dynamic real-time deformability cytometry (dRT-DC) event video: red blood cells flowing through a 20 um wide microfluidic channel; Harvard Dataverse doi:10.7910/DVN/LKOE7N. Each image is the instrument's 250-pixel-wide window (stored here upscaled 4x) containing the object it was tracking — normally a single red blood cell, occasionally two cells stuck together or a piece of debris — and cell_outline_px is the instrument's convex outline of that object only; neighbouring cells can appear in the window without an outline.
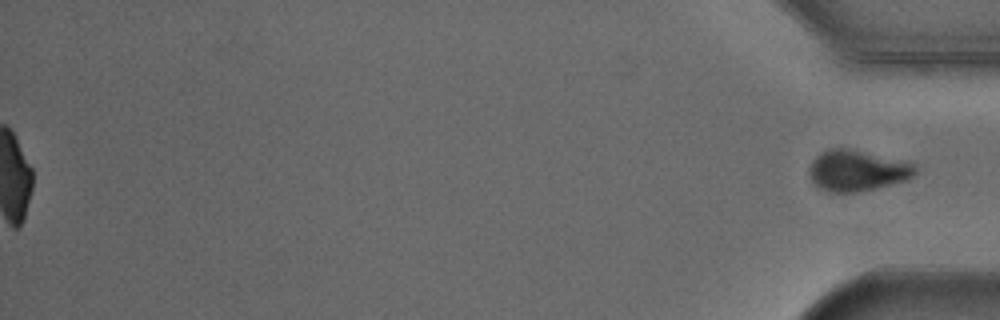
{"species": "Egyptian fruit bat (a non-hibernating species)", "species_latin": "Rousettus aegyptiacus", "temperature_condition": "cold", "stored_images_in_passage": 53, "segment_of_instrument_passage": [2, 2], "camera_frame_rate_fps": 3000, "um_per_image_px": 0.085, "animal": {"sex": "male"}, "frame": {"image": 1, "passage_image": 53, "time_ms": 17.333, "image_size_px": [1000, 320], "cell_outline_px": [[916, 172], [908, 180], [876, 188], [856, 192], [824, 192], [812, 184], [808, 176], [808, 168], [812, 160], [820, 152], [828, 148], [848, 148], [912, 164], [916, 168]], "centroid_in_image_um": [72.74, 14.52], "position_along_channel_um": 362.5, "area_um2": 25.32}}